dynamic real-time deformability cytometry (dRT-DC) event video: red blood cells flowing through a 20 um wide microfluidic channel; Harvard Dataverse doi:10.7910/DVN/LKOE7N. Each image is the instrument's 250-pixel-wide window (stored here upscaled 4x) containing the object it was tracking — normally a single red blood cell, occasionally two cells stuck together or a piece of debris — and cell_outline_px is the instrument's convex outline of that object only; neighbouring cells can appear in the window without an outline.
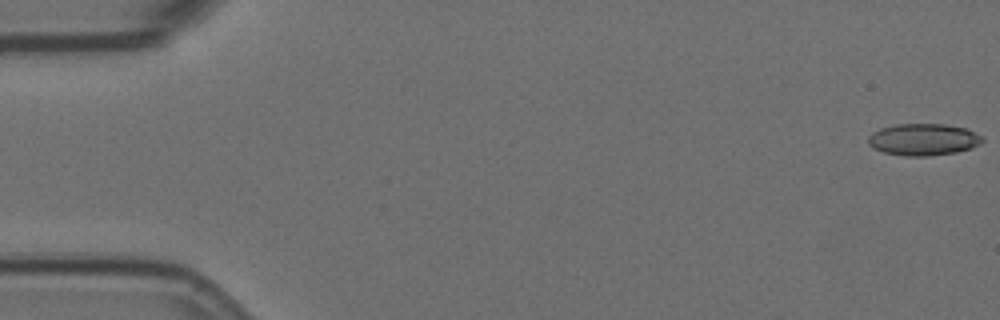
{"species": "Egyptian fruit bat (a non-hibernating species)", "species_latin": "Rousettus aegyptiacus", "temperature_condition": "room temperature", "stored_images_in_passage": 17, "camera_frame_rate_fps": 3000, "um_per_image_px": 0.085, "animal": {"sex": "female"}, "frame": {"image": 1, "passage_image": 1, "time_ms": 0.0, "image_size_px": [1000, 320], "cell_outline_px": [[984, 140], [980, 144], [972, 148], [956, 152], [928, 156], [904, 156], [884, 152], [872, 148], [868, 144], [868, 136], [872, 132], [880, 128], [896, 124], [944, 124], [968, 128], [984, 136]], "centroid_in_image_um": [78.51, 11.85], "position_along_channel_um": 6.5, "area_um2": 21.5}}
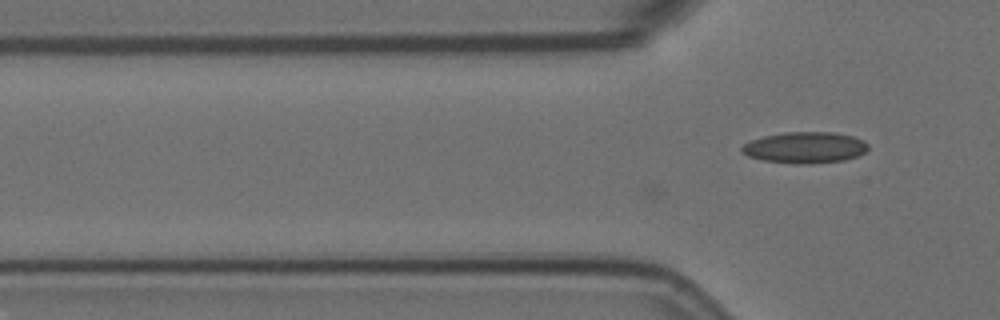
{"frame": {"image": 2, "passage_image": 17, "time_ms": 5.333, "image_size_px": [1000, 320], "cell_outline_px": [[868, 148], [864, 152], [856, 156], [844, 160], [808, 164], [796, 164], [764, 160], [748, 156], [740, 152], [740, 148], [744, 144], [752, 140], [764, 136], [784, 132], [832, 132], [852, 136], [864, 140], [868, 144]], "centroid_in_image_um": [68.41, 12.54], "position_along_channel_um": 57.4, "area_um2": 22.95}}